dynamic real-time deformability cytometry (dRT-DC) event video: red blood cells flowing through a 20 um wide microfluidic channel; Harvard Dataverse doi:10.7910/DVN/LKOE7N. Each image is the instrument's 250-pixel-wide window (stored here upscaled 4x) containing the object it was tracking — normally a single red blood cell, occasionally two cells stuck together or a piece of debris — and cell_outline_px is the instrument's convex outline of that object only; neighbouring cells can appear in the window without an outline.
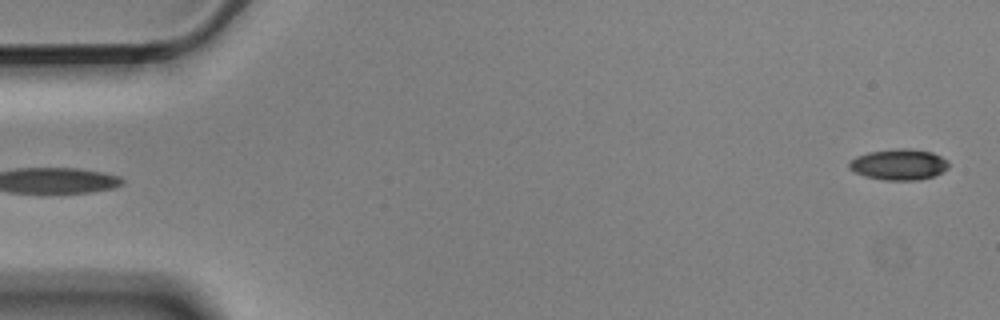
{"species": "Egyptian fruit bat (a non-hibernating species)", "species_latin": "Rousettus aegyptiacus", "temperature_condition": "cold", "stored_images_in_passage": 5, "segment_of_instrument_passage": [2, 2], "camera_frame_rate_fps": 3000, "um_per_image_px": 0.085, "animal": {"sex": "male"}, "frame": {"image": 1, "passage_image": 5, "time_ms": 1.333, "image_size_px": [1000, 320], "cell_outline_px": [[948, 168], [932, 176], [916, 180], [884, 180], [864, 176], [848, 168], [848, 164], [856, 156], [868, 152], [896, 148], [912, 148], [932, 152], [948, 160]], "centroid_in_image_um": [76.39, 13.96], "position_along_channel_um": 8.6, "area_um2": 17.92}}